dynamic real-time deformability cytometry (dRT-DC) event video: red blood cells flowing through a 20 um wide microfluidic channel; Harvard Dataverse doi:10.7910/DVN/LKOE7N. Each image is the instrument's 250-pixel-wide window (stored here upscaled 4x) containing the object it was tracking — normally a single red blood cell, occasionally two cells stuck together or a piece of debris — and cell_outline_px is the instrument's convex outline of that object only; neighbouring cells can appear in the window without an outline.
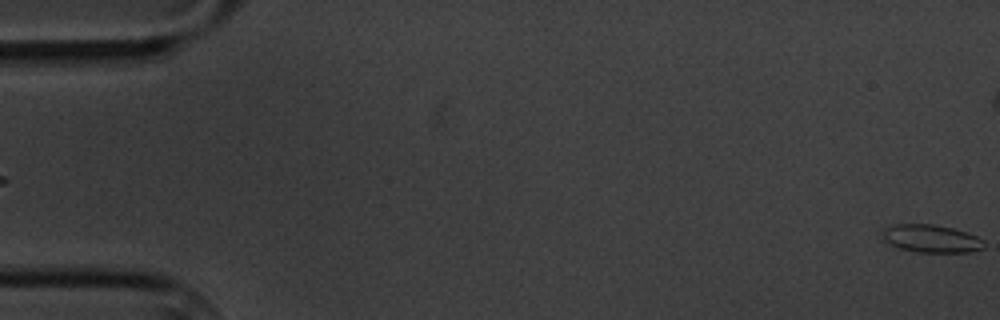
{"species": "common noctule bat (a hibernating species)", "species_latin": "Nyctalus noctula", "temperature_condition": "cold", "stored_images_in_passage": 5, "camera_frame_rate_fps": 3000, "um_per_image_px": 0.085, "animal": {"sex": "male", "body_mass_g": 20.1, "forearm_length_mm": 53.5}, "frame": {"image": 1, "passage_image": 5, "time_ms": 5.667, "image_size_px": [1000, 320], "cell_outline_px": [[984, 248], [972, 252], [916, 252], [900, 248], [888, 244], [884, 240], [880, 232], [880, 228], [892, 224], [932, 224], [952, 228], [976, 236], [984, 240]], "centroid_in_image_um": [79.08, 20.27], "position_along_channel_um": 5.9, "area_um2": 16.7}}